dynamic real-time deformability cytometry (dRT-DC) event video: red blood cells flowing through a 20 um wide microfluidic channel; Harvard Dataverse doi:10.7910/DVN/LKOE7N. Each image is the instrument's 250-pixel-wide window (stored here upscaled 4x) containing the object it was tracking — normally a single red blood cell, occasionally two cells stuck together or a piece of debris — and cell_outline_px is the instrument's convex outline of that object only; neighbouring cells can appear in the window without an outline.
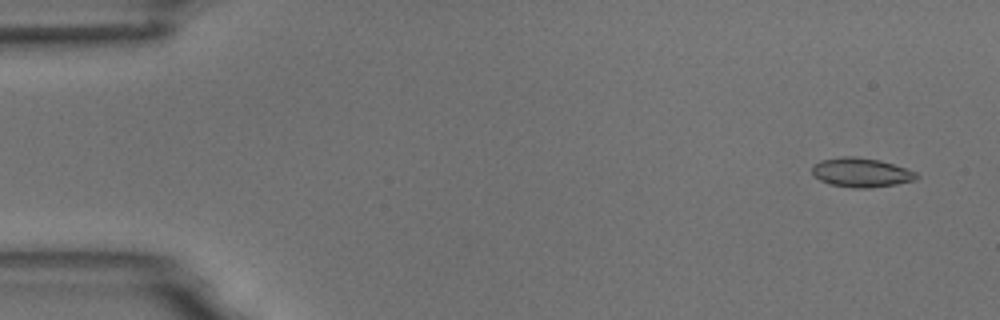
{"species": "common noctule bat (a hibernating species)", "species_latin": "Nyctalus noctula", "temperature_condition": "room temperature", "stored_images_in_passage": 6, "camera_frame_rate_fps": 3000, "um_per_image_px": 0.085, "animal": {"sex": "male", "body_mass_g": 18.8}, "frame": {"image": 1, "passage_image": 1, "time_ms": 0.0, "image_size_px": [1000, 320], "cell_outline_px": [[920, 176], [916, 180], [896, 184], [868, 188], [852, 188], [832, 184], [820, 180], [812, 172], [812, 168], [820, 160], [844, 156], [856, 156], [880, 160], [916, 172]], "centroid_in_image_um": [73.22, 14.66], "position_along_channel_um": 11.8, "area_um2": 17.63}}
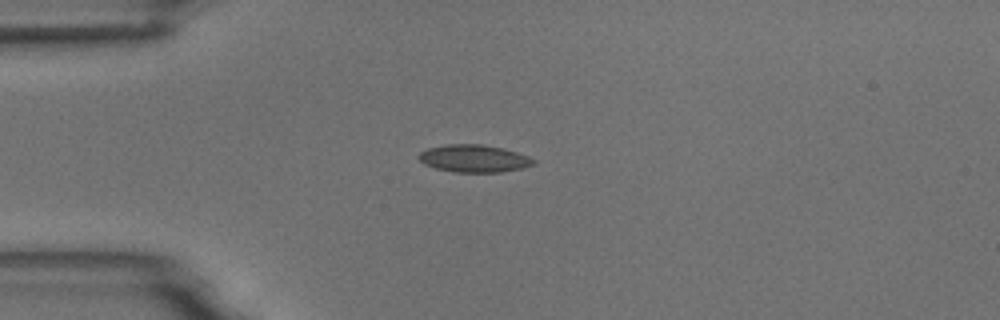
{"frame": {"image": 2, "passage_image": 4, "time_ms": 3.667, "image_size_px": [1000, 320], "cell_outline_px": [[536, 164], [520, 168], [500, 172], [456, 172], [436, 168], [424, 164], [416, 156], [420, 152], [428, 148], [448, 144], [480, 144], [504, 148], [528, 156], [536, 160]], "centroid_in_image_um": [40.28, 13.46], "position_along_channel_um": 44.7, "area_um2": 18.32}}